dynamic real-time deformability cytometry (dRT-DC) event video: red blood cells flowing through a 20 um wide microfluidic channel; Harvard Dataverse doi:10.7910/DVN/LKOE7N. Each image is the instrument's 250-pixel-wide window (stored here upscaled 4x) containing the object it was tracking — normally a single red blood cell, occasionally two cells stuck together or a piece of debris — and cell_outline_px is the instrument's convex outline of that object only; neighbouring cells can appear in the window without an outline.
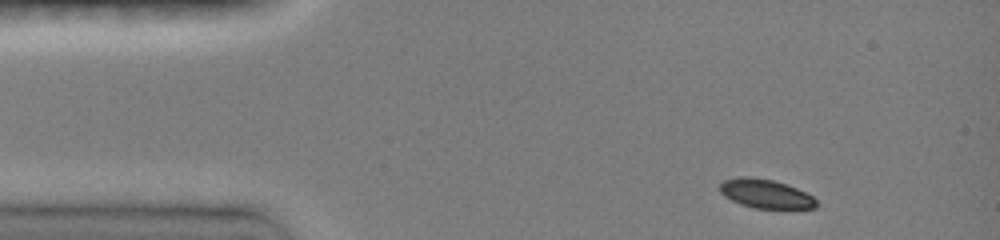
{"species": "common noctule bat (a hibernating species)", "species_latin": "Nyctalus noctula", "temperature_condition": "room temperature", "stored_images_in_passage": 6, "camera_frame_rate_fps": 3000, "um_per_image_px": 0.085, "animal": {"sex": "female", "body_mass_g": 19.0, "forearm_length_mm": 51.5}, "frame": {"image": 1, "passage_image": 1, "time_ms": 0.0, "image_size_px": [1000, 240], "cell_outline_px": [[816, 208], [756, 208], [740, 204], [724, 196], [720, 192], [720, 184], [724, 180], [740, 176], [748, 176], [772, 180], [796, 188], [812, 196], [816, 200]], "centroid_in_image_um": [65.04, 16.46], "position_along_channel_um": 20.0, "area_um2": 16.01}}
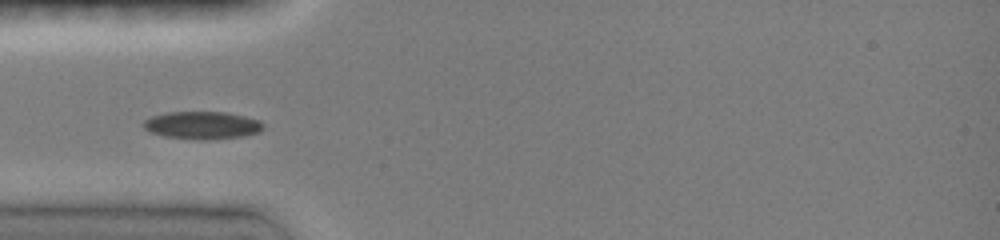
{"frame": {"image": 2, "passage_image": 4, "time_ms": 3.0, "image_size_px": [1000, 240], "cell_outline_px": [[264, 128], [260, 132], [244, 136], [204, 140], [200, 140], [164, 136], [152, 132], [144, 128], [144, 120], [152, 116], [168, 112], [228, 112], [260, 120], [264, 124]], "centroid_in_image_um": [17.24, 10.64], "position_along_channel_um": 67.8, "area_um2": 19.31}}